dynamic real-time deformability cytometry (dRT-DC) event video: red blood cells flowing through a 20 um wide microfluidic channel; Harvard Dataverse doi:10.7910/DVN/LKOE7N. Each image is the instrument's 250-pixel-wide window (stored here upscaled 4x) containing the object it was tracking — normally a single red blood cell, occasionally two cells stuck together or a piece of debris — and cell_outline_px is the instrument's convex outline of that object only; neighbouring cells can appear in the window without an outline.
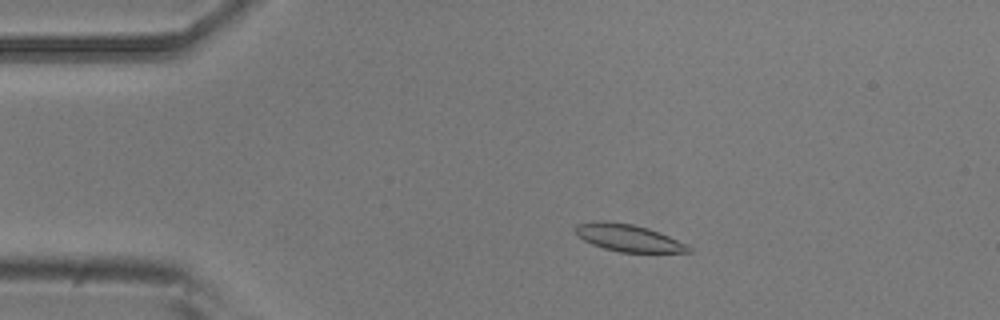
{"species": "common noctule bat (a hibernating species)", "species_latin": "Nyctalus noctula", "temperature_condition": "room temperature", "stored_images_in_passage": 48, "camera_frame_rate_fps": 3000, "um_per_image_px": 0.085, "animal": {"sex": "male", "body_mass_g": 20.5, "forearm_length_mm": 52.5}, "frame": {"image": 1, "passage_image": 6, "time_ms": 1.667, "image_size_px": [1000, 320], "cell_outline_px": [[692, 252], [620, 252], [604, 248], [592, 244], [584, 240], [572, 228], [576, 224], [600, 220], [608, 220], [632, 224], [648, 228], [660, 232], [688, 244], [692, 248]], "centroid_in_image_um": [53.42, 20.2], "position_along_channel_um": 31.6, "area_um2": 18.03}}
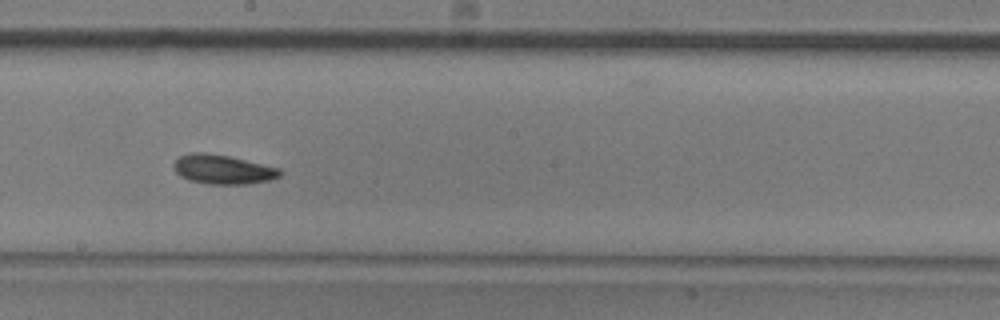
{"frame": {"image": 2, "passage_image": 25, "time_ms": 8.0, "image_size_px": [1000, 320], "cell_outline_px": [[284, 172], [280, 176], [268, 180], [248, 184], [208, 184], [188, 180], [180, 176], [176, 172], [172, 164], [180, 156], [192, 152], [204, 152], [228, 156], [280, 168]], "centroid_in_image_um": [18.93, 14.4], "position_along_channel_um": 229.3, "area_um2": 18.15}}
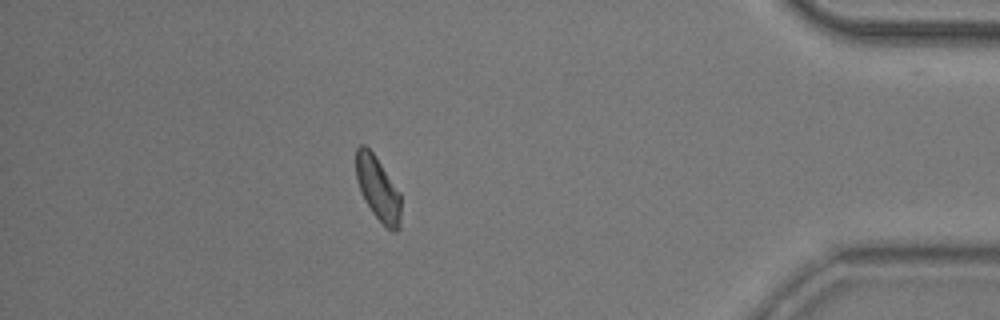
{"frame": {"image": 3, "passage_image": 42, "time_ms": 13.667, "image_size_px": [1000, 320], "cell_outline_px": [[400, 228], [396, 232], [392, 232], [372, 212], [364, 200], [356, 180], [356, 148], [360, 144], [364, 144], [376, 156], [400, 192]], "centroid_in_image_um": [32.12, 16.02], "position_along_channel_um": 403.1, "area_um2": 16.76}, "authors_computed_cell_mechanics": {"area_um2": 17.5423, "velocity_mm_per_s": 3.8497, "shape_relaxation_time_tau1_ms": 4.4291, "shape_relaxation_time_tau2_ms": 5.1211, "deformation_change_tau1": 0.124, "deformation_change_tau2": 0.118}}